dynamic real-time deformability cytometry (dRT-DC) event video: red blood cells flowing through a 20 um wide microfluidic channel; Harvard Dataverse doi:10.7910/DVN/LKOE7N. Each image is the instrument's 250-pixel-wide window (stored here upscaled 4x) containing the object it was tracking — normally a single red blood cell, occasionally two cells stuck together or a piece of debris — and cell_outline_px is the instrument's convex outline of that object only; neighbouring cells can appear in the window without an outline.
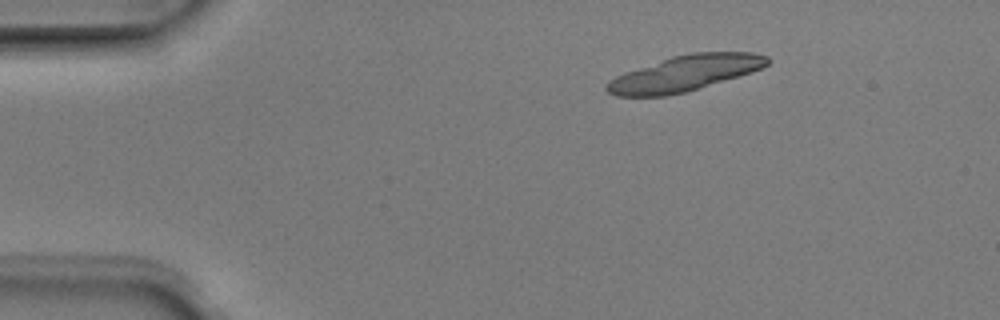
{"species": "Egyptian fruit bat (a non-hibernating species)", "species_latin": "Rousettus aegyptiacus", "temperature_condition": "room temperature", "stored_images_in_passage": 2, "camera_frame_rate_fps": 3000, "um_per_image_px": 0.085, "animal": {"sex": "male"}, "frame": {"image": 1, "passage_image": 1, "time_ms": 0.0, "image_size_px": [1000, 320], "cell_outline_px": [[772, 60], [768, 64], [752, 72], [684, 92], [664, 96], [616, 96], [608, 92], [604, 88], [604, 84], [608, 80], [616, 76], [672, 56], [692, 52], [752, 52], [768, 56]], "centroid_in_image_um": [58.2, 6.22], "position_along_channel_um": 26.8, "area_um2": 33.0}}